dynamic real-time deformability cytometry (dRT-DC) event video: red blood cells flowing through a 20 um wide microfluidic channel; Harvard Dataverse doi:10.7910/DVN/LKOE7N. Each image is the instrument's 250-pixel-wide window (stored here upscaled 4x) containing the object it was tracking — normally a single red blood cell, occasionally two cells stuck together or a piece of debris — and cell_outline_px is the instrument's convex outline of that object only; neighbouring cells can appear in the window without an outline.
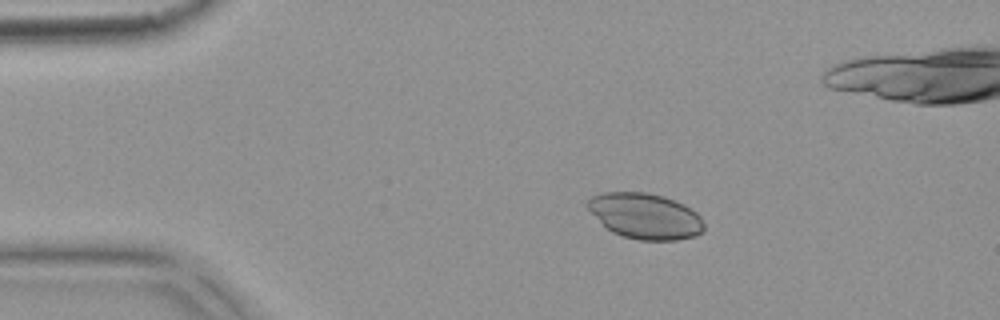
{"species": "common noctule bat (a hibernating species)", "species_latin": "Nyctalus noctula", "temperature_condition": "warm", "stored_images_in_passage": 9, "camera_frame_rate_fps": 3000, "um_per_image_px": 0.085, "animal": {"sex": "female", "body_mass_g": 18.4}, "frame": {"image": 1, "passage_image": 3, "time_ms": 0.667, "image_size_px": [1000, 320], "cell_outline_px": [[704, 232], [696, 236], [676, 240], [640, 240], [624, 236], [612, 232], [584, 204], [592, 196], [604, 192], [648, 192], [664, 196], [684, 204], [692, 208], [700, 216], [704, 224]], "centroid_in_image_um": [54.89, 18.35], "position_along_channel_um": 30.1, "area_um2": 30.98}}
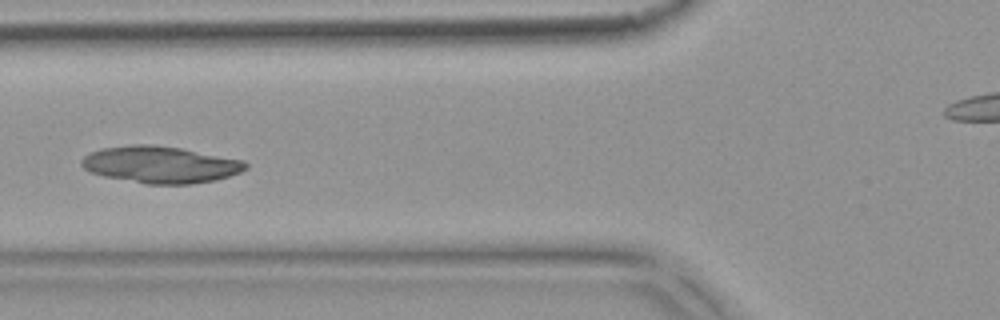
{"frame": {"image": 2, "passage_image": 6, "time_ms": 1.667, "image_size_px": [1000, 320], "cell_outline_px": [[248, 168], [240, 172], [216, 180], [192, 184], [144, 184], [104, 176], [88, 172], [80, 164], [80, 160], [84, 156], [100, 148], [132, 144], [152, 144], [180, 148], [244, 160], [248, 164]], "centroid_in_image_um": [13.61, 13.99], "position_along_channel_um": 112.2, "area_um2": 35.43}}
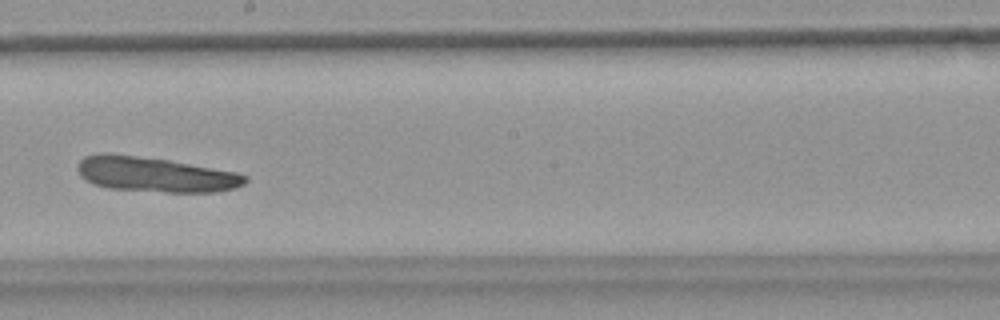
{"frame": {"image": 3, "passage_image": 9, "time_ms": 2.667, "image_size_px": [1000, 320], "cell_outline_px": [[248, 180], [244, 184], [236, 188], [216, 192], [164, 192], [108, 188], [92, 184], [84, 180], [80, 176], [76, 168], [76, 164], [84, 156], [108, 152], [168, 160], [236, 172], [248, 176]], "centroid_in_image_um": [13.15, 14.83], "position_along_channel_um": 235.0, "area_um2": 34.39}}